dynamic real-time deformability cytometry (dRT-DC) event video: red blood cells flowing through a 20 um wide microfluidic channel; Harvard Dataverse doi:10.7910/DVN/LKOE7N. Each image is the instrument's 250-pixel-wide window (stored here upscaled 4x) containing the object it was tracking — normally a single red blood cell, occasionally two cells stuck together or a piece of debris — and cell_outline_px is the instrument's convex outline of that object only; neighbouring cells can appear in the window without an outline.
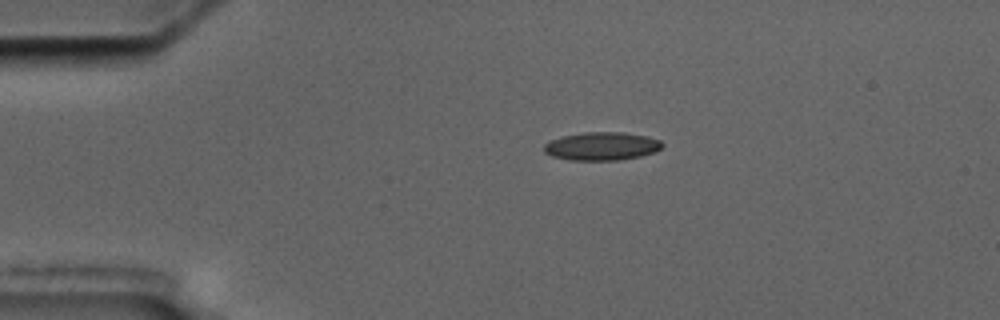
{"species": "common noctule bat (a hibernating species)", "species_latin": "Nyctalus noctula", "temperature_condition": "cold", "stored_images_in_passage": 8, "camera_frame_rate_fps": 3000, "um_per_image_px": 0.085, "animal": {"sex": "male", "body_mass_g": 17.5, "forearm_length_mm": 52.3}, "frame": {"image": 1, "passage_image": 1, "time_ms": 0.0, "image_size_px": [1000, 320], "cell_outline_px": [[664, 144], [656, 152], [640, 156], [620, 160], [568, 160], [552, 156], [544, 152], [544, 144], [560, 136], [584, 132], [624, 132], [648, 136], [660, 140]], "centroid_in_image_um": [51.16, 12.42], "position_along_channel_um": 33.8, "area_um2": 19.59}}
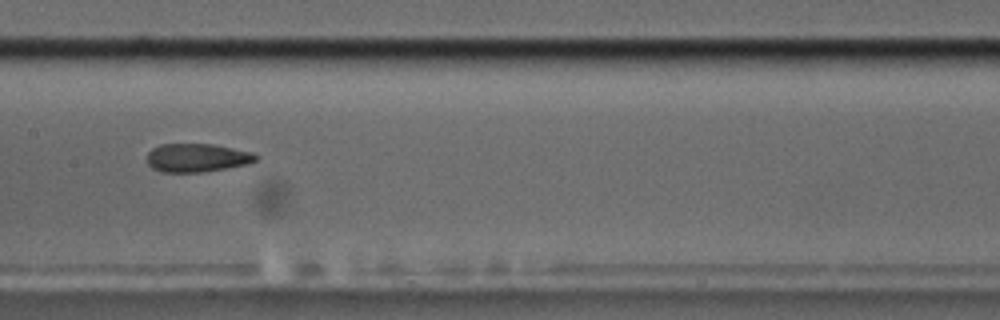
{"frame": {"image": 2, "passage_image": 6, "time_ms": 5.667, "image_size_px": [1000, 320], "cell_outline_px": [[260, 156], [252, 164], [204, 172], [160, 172], [152, 168], [148, 164], [148, 152], [152, 148], [160, 144], [212, 144], [252, 152]], "centroid_in_image_um": [16.78, 13.42], "position_along_channel_um": 190.6, "area_um2": 18.26}}
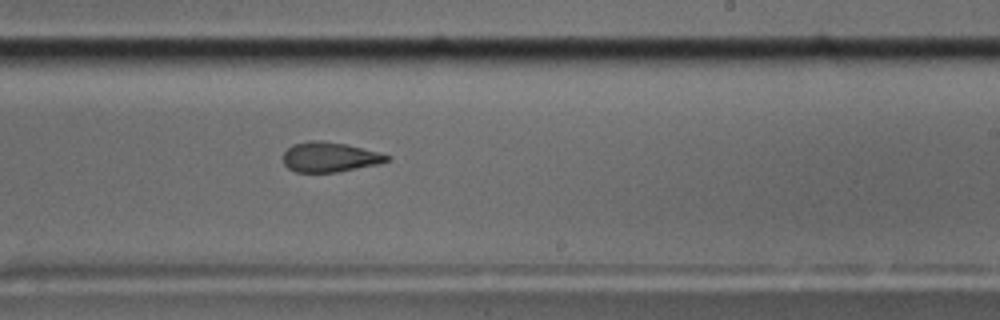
{"frame": {"image": 3, "passage_image": 8, "time_ms": 7.667, "image_size_px": [1000, 320], "cell_outline_px": [[392, 160], [380, 164], [336, 172], [296, 172], [288, 168], [284, 164], [284, 152], [292, 144], [308, 140], [320, 140], [344, 144], [392, 156]], "centroid_in_image_um": [28.03, 13.35], "position_along_channel_um": 261.0, "area_um2": 18.03}}